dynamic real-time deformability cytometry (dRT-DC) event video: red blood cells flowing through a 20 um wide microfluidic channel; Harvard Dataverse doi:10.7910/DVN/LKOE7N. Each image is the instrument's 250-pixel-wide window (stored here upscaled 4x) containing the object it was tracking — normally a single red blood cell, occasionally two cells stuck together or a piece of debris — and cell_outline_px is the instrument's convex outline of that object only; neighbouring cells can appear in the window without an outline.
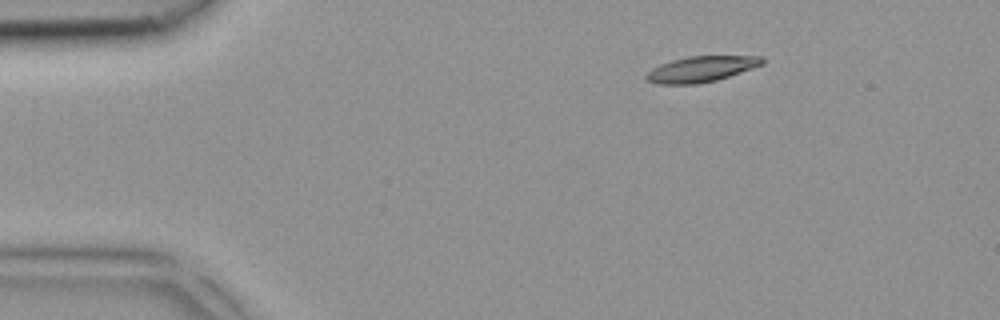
{"species": "common noctule bat (a hibernating species)", "species_latin": "Nyctalus noctula", "temperature_condition": "room temperature", "stored_images_in_passage": 2, "camera_frame_rate_fps": 3000, "um_per_image_px": 0.085, "animal": {"sex": "female", "body_mass_g": 18.4}, "frame": {"image": 1, "passage_image": 1, "time_ms": 0.0, "image_size_px": [1000, 320], "cell_outline_px": [[764, 64], [716, 80], [696, 84], [656, 84], [644, 80], [644, 76], [652, 68], [660, 64], [672, 60], [688, 56], [764, 56]], "centroid_in_image_um": [59.56, 5.87], "position_along_channel_um": 25.4, "area_um2": 17.4}}